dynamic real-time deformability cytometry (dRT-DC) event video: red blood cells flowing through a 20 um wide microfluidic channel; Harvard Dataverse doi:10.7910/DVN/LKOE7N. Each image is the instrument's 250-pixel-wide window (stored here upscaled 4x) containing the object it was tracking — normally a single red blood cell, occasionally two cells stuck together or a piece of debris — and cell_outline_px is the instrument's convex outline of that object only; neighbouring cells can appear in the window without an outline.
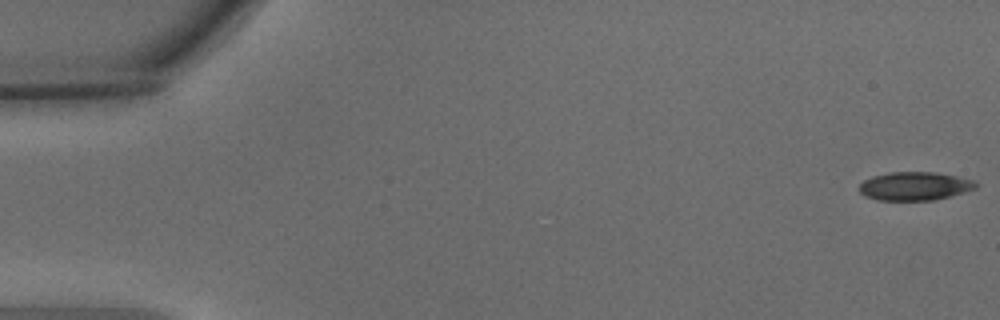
{"species": "common noctule bat (a hibernating species)", "species_latin": "Nyctalus noctula", "temperature_condition": "warm", "stored_images_in_passage": 56, "camera_frame_rate_fps": 3000, "um_per_image_px": 0.085, "animal": {"sex": "male", "body_mass_g": 15.6}, "frame": {"image": 1, "passage_image": 1, "time_ms": 0.0, "image_size_px": [1000, 320], "cell_outline_px": [[980, 184], [976, 188], [964, 192], [932, 200], [876, 200], [864, 196], [860, 192], [860, 184], [864, 180], [872, 176], [892, 172], [936, 172], [976, 180]], "centroid_in_image_um": [77.77, 15.81], "position_along_channel_um": 7.2, "area_um2": 19.36}}
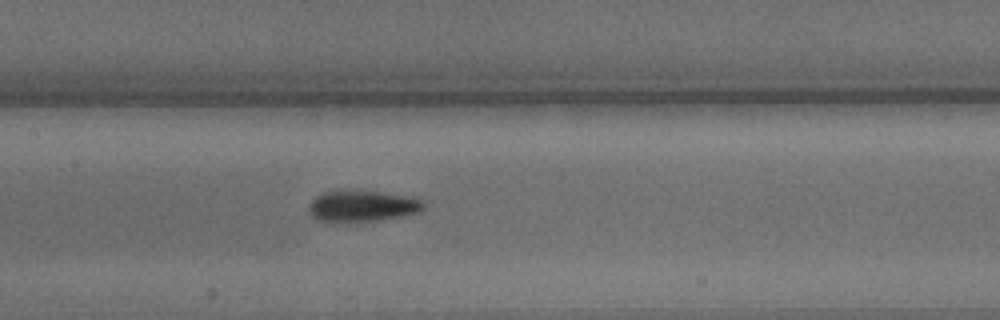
{"frame": {"image": 2, "passage_image": 27, "time_ms": 8.667, "image_size_px": [1000, 320], "cell_outline_px": [[428, 204], [420, 212], [380, 220], [320, 220], [312, 216], [308, 208], [308, 204], [316, 196], [324, 192], [380, 192], [412, 196], [424, 200]], "centroid_in_image_um": [30.9, 17.5], "position_along_channel_um": 176.5, "area_um2": 20.23}}
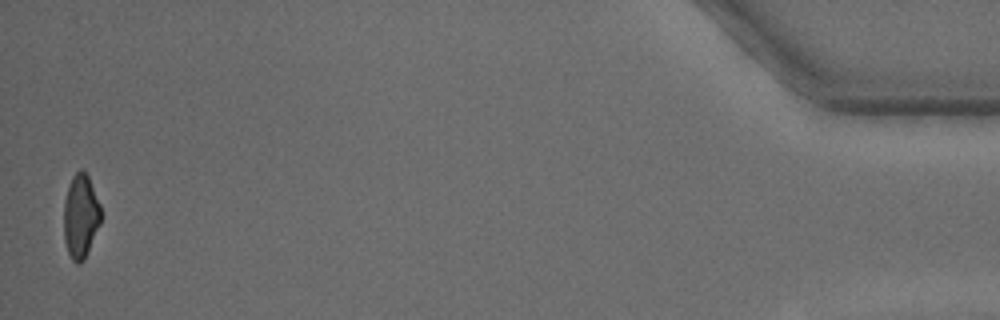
{"frame": {"image": 3, "passage_image": 55, "time_ms": 18.0, "image_size_px": [1000, 320], "cell_outline_px": [[100, 224], [84, 260], [80, 264], [76, 264], [72, 260], [68, 252], [64, 240], [64, 200], [72, 176], [80, 168], [88, 176], [100, 204]], "centroid_in_image_um": [6.85, 18.4], "position_along_channel_um": 428.4, "area_um2": 18.03}, "authors_computed_cell_mechanics": {"area_um2": 19.9121, "velocity_mm_per_s": 3.6564, "shape_relaxation_time_tau1_ms": 4.0312, "shape_relaxation_time_tau2_ms": 2.2443, "deformation_change_tau1": 0.166, "deformation_change_tau2": 0.0958}}